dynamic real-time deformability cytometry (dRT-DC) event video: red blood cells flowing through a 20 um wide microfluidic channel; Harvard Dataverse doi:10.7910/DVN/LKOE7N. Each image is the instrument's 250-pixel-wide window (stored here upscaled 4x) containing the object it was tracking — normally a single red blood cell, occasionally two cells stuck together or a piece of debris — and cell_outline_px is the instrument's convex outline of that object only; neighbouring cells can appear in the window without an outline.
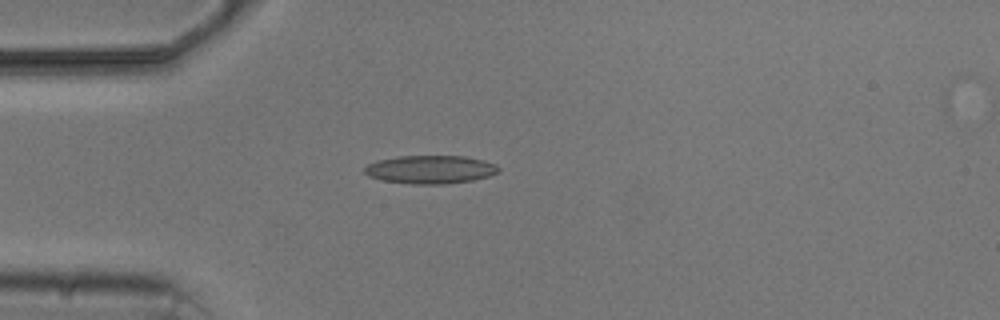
{"species": "common noctule bat (a hibernating species)", "species_latin": "Nyctalus noctula", "temperature_condition": "cold", "stored_images_in_passage": 4, "camera_frame_rate_fps": 3000, "um_per_image_px": 0.085, "animal": {"sex": "male", "body_mass_g": 20.5, "forearm_length_mm": 52.5}, "frame": {"image": 1, "passage_image": 3, "time_ms": 2.333, "image_size_px": [1000, 320], "cell_outline_px": [[500, 172], [488, 176], [472, 180], [444, 184], [412, 184], [384, 180], [368, 176], [364, 172], [364, 168], [368, 164], [380, 160], [400, 156], [464, 156], [484, 160], [496, 164], [500, 168]], "centroid_in_image_um": [36.62, 14.4], "position_along_channel_um": 48.4, "area_um2": 21.96}}